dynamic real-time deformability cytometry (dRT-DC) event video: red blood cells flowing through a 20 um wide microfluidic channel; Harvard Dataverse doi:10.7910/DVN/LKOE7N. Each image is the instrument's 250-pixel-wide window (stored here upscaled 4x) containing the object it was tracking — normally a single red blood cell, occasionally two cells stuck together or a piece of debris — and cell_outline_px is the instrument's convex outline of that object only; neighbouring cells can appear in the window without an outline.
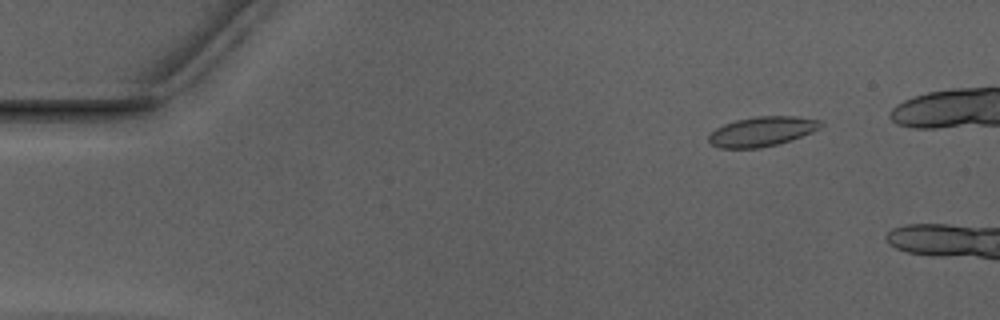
{"species": "Egyptian fruit bat (a non-hibernating species)", "species_latin": "Rousettus aegyptiacus", "temperature_condition": "warm", "stored_images_in_passage": 8, "camera_frame_rate_fps": 3000, "um_per_image_px": 0.085, "animal": {"sex": "male"}, "frame": {"image": 1, "passage_image": 4, "time_ms": 1.0, "image_size_px": [1000, 320], "cell_outline_px": [[824, 124], [820, 128], [812, 132], [792, 140], [760, 148], [720, 148], [712, 144], [708, 140], [708, 136], [716, 128], [724, 124], [736, 120], [756, 116], [796, 116], [820, 120]], "centroid_in_image_um": [64.79, 11.17], "position_along_channel_um": 20.2, "area_um2": 19.36}}